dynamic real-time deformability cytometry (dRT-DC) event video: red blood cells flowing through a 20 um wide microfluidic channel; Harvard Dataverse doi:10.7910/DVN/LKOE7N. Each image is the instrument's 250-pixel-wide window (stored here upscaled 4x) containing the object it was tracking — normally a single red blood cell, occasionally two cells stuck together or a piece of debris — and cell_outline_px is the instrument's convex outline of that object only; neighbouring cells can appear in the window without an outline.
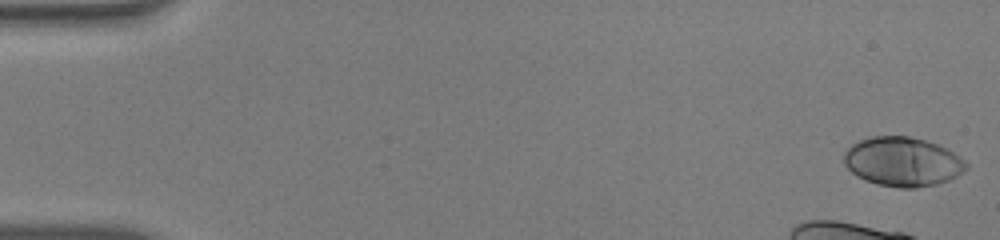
{"species": "human", "species_latin": "Homo sapiens", "temperature_condition": "warm", "stored_images_in_passage": 44, "camera_frame_rate_fps": 3000, "um_per_image_px": 0.085, "donor": {"sex": "male"}, "frame": {"image": 1, "passage_image": 1, "time_ms": 0.0, "image_size_px": [1000, 240], "cell_outline_px": [[968, 168], [964, 172], [948, 180], [936, 184], [916, 188], [900, 188], [876, 184], [864, 180], [856, 176], [844, 164], [844, 152], [852, 144], [860, 140], [872, 136], [908, 136], [924, 140], [936, 144], [952, 152], [964, 160], [968, 164]], "centroid_in_image_um": [76.7, 13.76], "position_along_channel_um": 8.3, "area_um2": 35.03}, "authors_computed_cell_mechanics": {"area_um2": 33.7552, "velocity_mm_per_s": 3.8654, "shape_relaxation_time_tau1_ms": 3.2654, "shape_relaxation_time_tau2_ms": 0.5877, "deformation_change_tau1": 0.1677, "deformation_change_tau2": 0.0571}}